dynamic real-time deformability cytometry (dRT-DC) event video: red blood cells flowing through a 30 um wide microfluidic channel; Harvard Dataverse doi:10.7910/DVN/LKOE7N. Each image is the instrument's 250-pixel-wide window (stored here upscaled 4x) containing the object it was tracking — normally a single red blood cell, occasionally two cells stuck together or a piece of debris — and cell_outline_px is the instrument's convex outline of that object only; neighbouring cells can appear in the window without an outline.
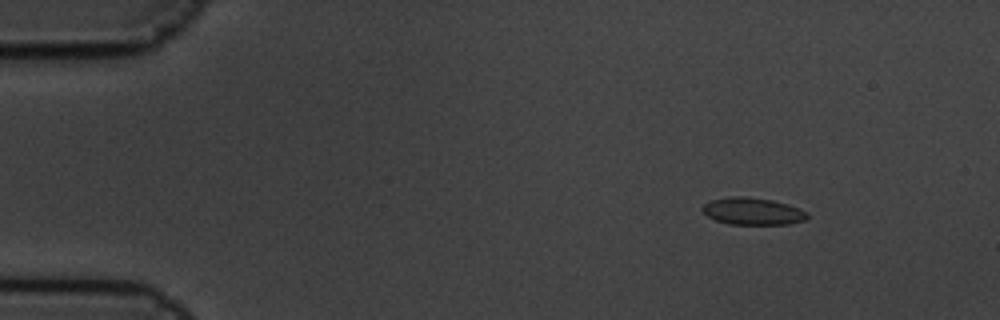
{"species": "common noctule bat (a hibernating species)", "species_latin": "Nyctalus noctula", "temperature_condition": "cold", "stored_images_in_passage": 5, "camera_frame_rate_fps": 3000, "um_per_image_px": 0.085, "animal": {"sex": "male", "body_mass_g": 19.5, "forearm_length_mm": 54.6}, "frame": {"image": 1, "passage_image": 2, "time_ms": 0.333, "image_size_px": [1000, 320], "cell_outline_px": [[808, 216], [804, 220], [788, 224], [728, 224], [716, 220], [708, 216], [700, 208], [704, 204], [712, 200], [732, 196], [740, 196], [772, 200], [788, 204], [800, 208], [808, 212]], "centroid_in_image_um": [63.99, 17.96], "position_along_channel_um": 21.0, "area_um2": 16.47}}
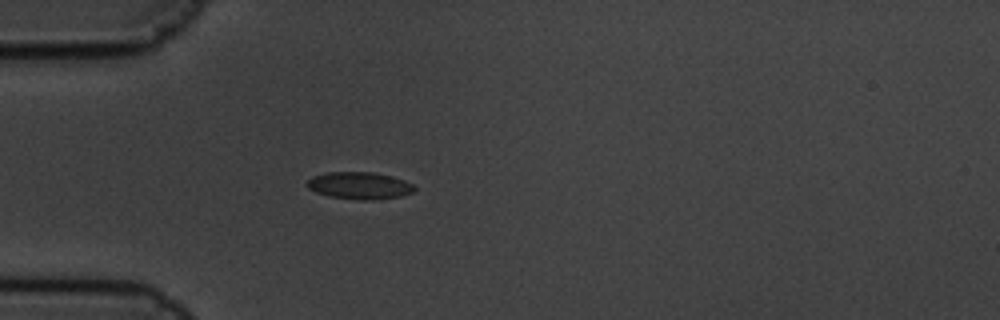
{"frame": {"image": 2, "passage_image": 5, "time_ms": 1.333, "image_size_px": [1000, 320], "cell_outline_px": [[416, 188], [412, 192], [400, 196], [372, 200], [360, 200], [328, 196], [316, 192], [308, 188], [308, 180], [312, 176], [328, 172], [372, 172], [404, 180], [412, 184]], "centroid_in_image_um": [30.54, 15.78], "position_along_channel_um": 54.5, "area_um2": 16.76}}